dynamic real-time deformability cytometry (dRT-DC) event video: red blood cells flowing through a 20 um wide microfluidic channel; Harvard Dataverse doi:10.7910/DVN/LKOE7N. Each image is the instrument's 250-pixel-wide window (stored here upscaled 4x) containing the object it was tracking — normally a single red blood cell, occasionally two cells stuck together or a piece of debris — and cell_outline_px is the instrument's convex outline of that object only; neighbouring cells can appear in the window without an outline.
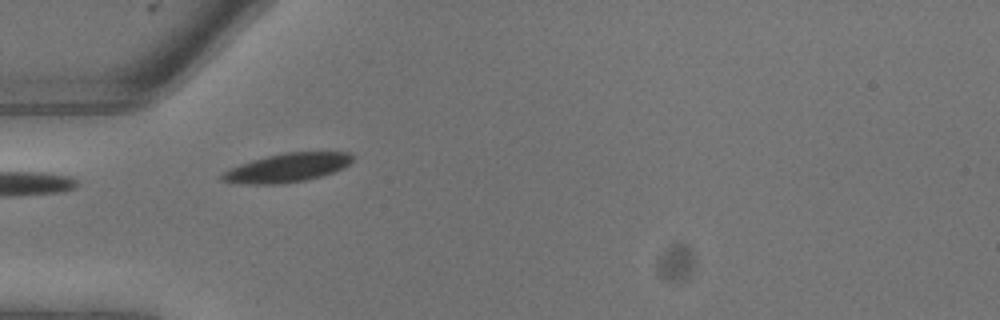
{"species": "common noctule bat (a hibernating species)", "species_latin": "Nyctalus noctula", "temperature_condition": "warm", "stored_images_in_passage": 8, "camera_frame_rate_fps": 3000, "um_per_image_px": 0.085, "animal": {"sex": "male", "body_mass_g": 13.3}, "frame": {"image": 1, "passage_image": 1, "time_ms": 0.0, "image_size_px": [1000, 320], "cell_outline_px": [[352, 160], [344, 168], [320, 176], [304, 180], [280, 184], [252, 184], [220, 180], [220, 176], [224, 172], [240, 164], [252, 160], [284, 152], [352, 152]], "centroid_in_image_um": [24.43, 14.25], "position_along_channel_um": 60.6, "area_um2": 21.5}}
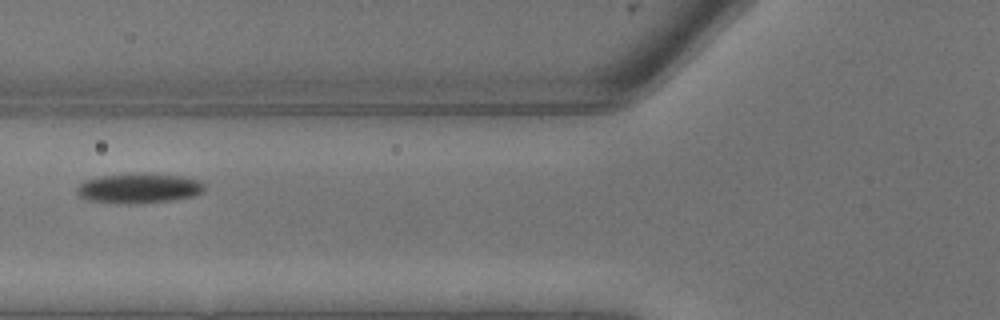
{"frame": {"image": 2, "passage_image": 3, "time_ms": 0.667, "image_size_px": [1000, 320], "cell_outline_px": [[204, 192], [192, 196], [172, 200], [136, 204], [124, 204], [88, 200], [80, 196], [76, 192], [76, 188], [84, 180], [100, 176], [132, 172], [144, 172], [180, 176], [200, 180], [204, 184]], "centroid_in_image_um": [11.8, 15.98], "position_along_channel_um": 114.0, "area_um2": 22.66}}
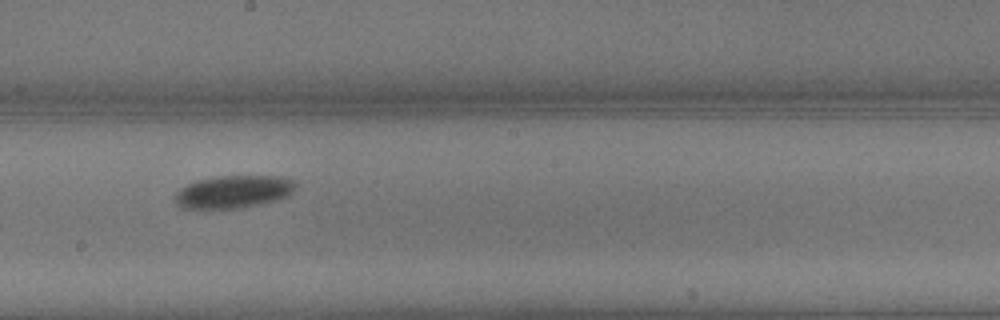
{"frame": {"image": 3, "passage_image": 7, "time_ms": 2.0, "image_size_px": [1000, 320], "cell_outline_px": [[296, 188], [288, 196], [276, 200], [260, 204], [240, 208], [184, 208], [176, 204], [176, 192], [180, 188], [196, 180], [220, 176], [284, 176], [292, 180], [296, 184]], "centroid_in_image_um": [19.88, 16.29], "position_along_channel_um": 228.3, "area_um2": 22.89}}